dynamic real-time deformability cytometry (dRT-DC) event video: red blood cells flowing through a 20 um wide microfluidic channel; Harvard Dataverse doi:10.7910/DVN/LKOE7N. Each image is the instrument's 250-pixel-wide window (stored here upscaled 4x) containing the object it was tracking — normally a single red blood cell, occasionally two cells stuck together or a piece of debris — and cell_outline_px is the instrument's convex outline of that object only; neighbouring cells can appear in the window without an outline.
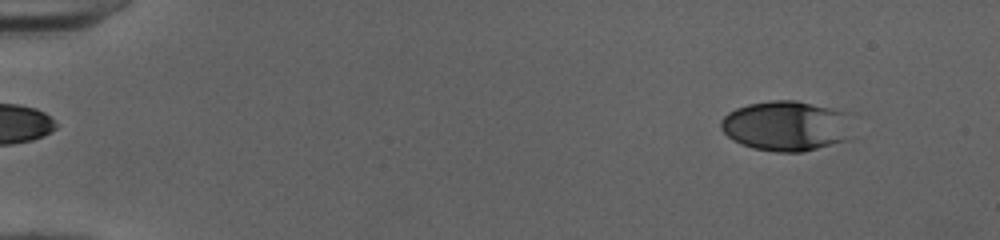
{"species": "human", "species_latin": "Homo sapiens", "temperature_condition": "cold", "stored_images_in_passage": 38, "camera_frame_rate_fps": 3000, "um_per_image_px": 0.085, "donor": {"sex": "female"}, "frame": {"image": 1, "passage_image": 5, "time_ms": 1.333, "image_size_px": [1000, 240], "cell_outline_px": [[848, 140], [804, 152], [776, 152], [752, 148], [732, 140], [720, 128], [720, 120], [728, 112], [736, 108], [748, 104], [772, 100], [796, 100], [832, 108], [848, 112]], "centroid_in_image_um": [66.8, 10.7], "position_along_channel_um": 18.2, "area_um2": 38.55}}
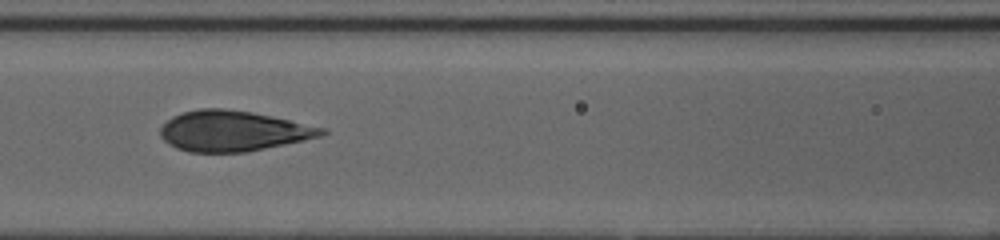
{"frame": {"image": 2, "passage_image": 24, "time_ms": 7.667, "image_size_px": [1000, 240], "cell_outline_px": [[328, 132], [320, 136], [304, 140], [244, 152], [188, 152], [176, 148], [168, 144], [160, 136], [160, 128], [172, 116], [180, 112], [200, 108], [224, 108], [252, 112], [328, 128]], "centroid_in_image_um": [19.78, 11.12], "position_along_channel_um": 146.8, "area_um2": 38.09}}
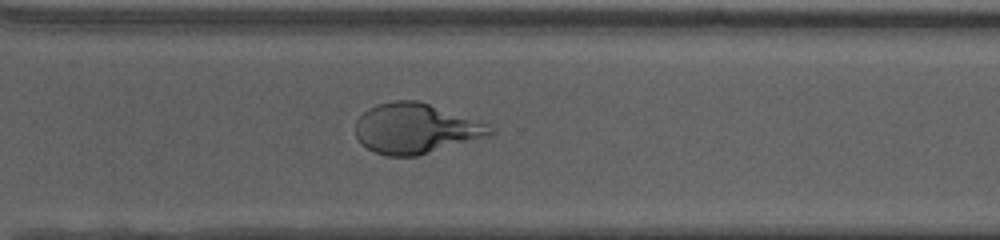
{"frame": {"image": 3, "passage_image": 38, "time_ms": 12.333, "image_size_px": [1000, 240], "cell_outline_px": [[496, 132], [488, 136], [420, 156], [388, 156], [376, 152], [360, 144], [356, 136], [356, 120], [368, 108], [376, 104], [392, 100], [416, 100], [488, 124], [496, 128]], "centroid_in_image_um": [35.32, 10.93], "position_along_channel_um": 335.3, "area_um2": 39.36}}